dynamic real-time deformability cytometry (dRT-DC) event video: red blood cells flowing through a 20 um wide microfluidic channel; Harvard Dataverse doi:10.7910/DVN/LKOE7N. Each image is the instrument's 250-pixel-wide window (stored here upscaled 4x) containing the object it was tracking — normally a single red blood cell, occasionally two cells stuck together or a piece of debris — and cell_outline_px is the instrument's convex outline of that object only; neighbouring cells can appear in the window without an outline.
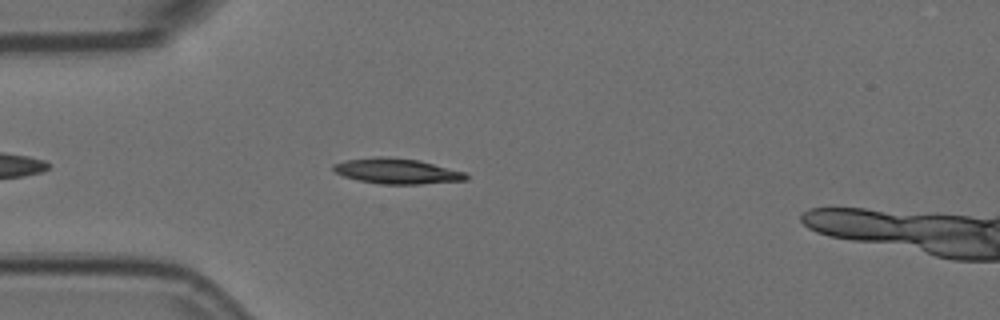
{"species": "Egyptian fruit bat (a non-hibernating species)", "species_latin": "Rousettus aegyptiacus", "temperature_condition": "room temperature", "stored_images_in_passage": 45, "camera_frame_rate_fps": 3000, "um_per_image_px": 0.085, "animal": {"sex": "female"}, "frame": {"image": 1, "passage_image": 6, "time_ms": 1.667, "image_size_px": [1000, 320], "cell_outline_px": [[468, 180], [420, 184], [380, 184], [360, 180], [344, 176], [336, 172], [332, 168], [332, 164], [344, 160], [376, 156], [380, 156], [420, 160], [464, 172], [468, 176]], "centroid_in_image_um": [33.73, 14.54], "position_along_channel_um": 51.3, "area_um2": 19.59}}
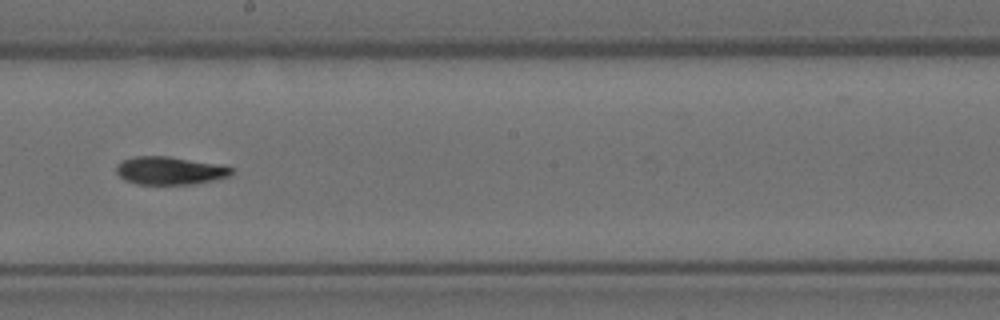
{"frame": {"image": 2, "passage_image": 22, "time_ms": 7.0, "image_size_px": [1000, 320], "cell_outline_px": [[232, 176], [196, 184], [136, 184], [124, 180], [116, 172], [116, 164], [120, 160], [132, 156], [168, 156], [216, 164], [232, 168]], "centroid_in_image_um": [14.38, 14.5], "position_along_channel_um": 233.8, "area_um2": 18.9}}
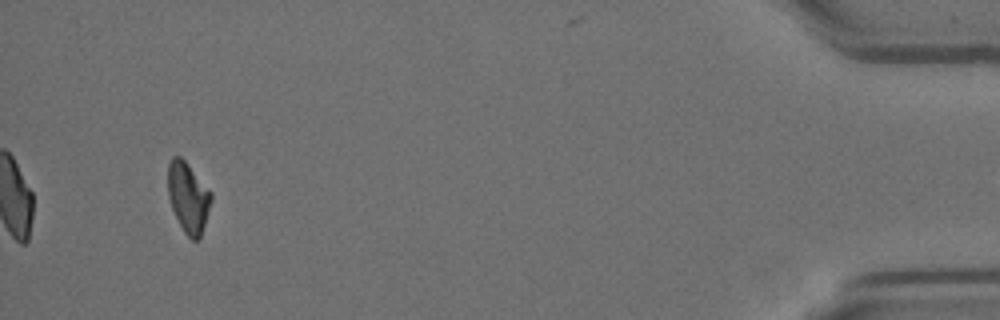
{"frame": {"image": 3, "passage_image": 44, "time_ms": 14.333, "image_size_px": [1000, 320], "cell_outline_px": [[212, 200], [200, 240], [192, 240], [184, 232], [172, 208], [168, 196], [168, 164], [172, 156], [180, 156], [188, 164], [212, 192]], "centroid_in_image_um": [16.01, 16.78], "position_along_channel_um": 419.2, "area_um2": 17.74}}